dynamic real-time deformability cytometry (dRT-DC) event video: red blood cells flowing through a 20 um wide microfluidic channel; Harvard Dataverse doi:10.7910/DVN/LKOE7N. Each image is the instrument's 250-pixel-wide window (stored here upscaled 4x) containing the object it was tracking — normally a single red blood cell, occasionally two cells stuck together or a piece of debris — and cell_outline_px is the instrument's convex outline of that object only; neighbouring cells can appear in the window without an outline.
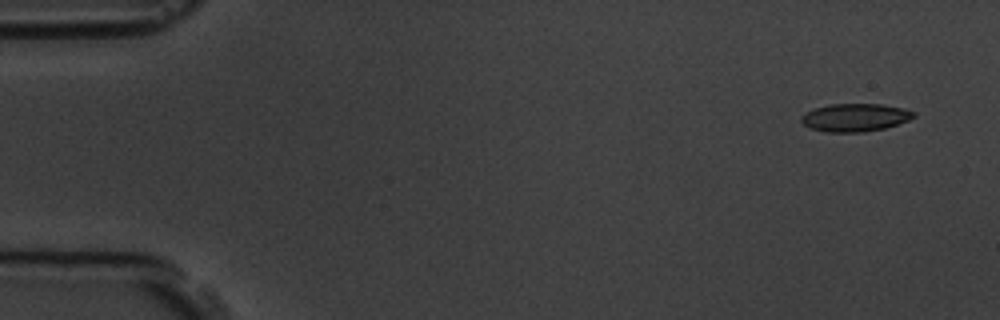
{"species": "common noctule bat (a hibernating species)", "species_latin": "Nyctalus noctula", "temperature_condition": "room temperature", "stored_images_in_passage": 4, "camera_frame_rate_fps": 3000, "um_per_image_px": 0.085, "animal": {"sex": "male", "body_mass_g": 19.5, "forearm_length_mm": 54.6}, "frame": {"image": 1, "passage_image": 1, "time_ms": 0.0, "image_size_px": [1000, 320], "cell_outline_px": [[916, 116], [908, 120], [884, 128], [864, 132], [824, 132], [808, 128], [800, 120], [800, 116], [804, 112], [828, 104], [880, 104], [904, 108], [916, 112]], "centroid_in_image_um": [72.65, 9.99], "position_along_channel_um": 12.4, "area_um2": 18.44}}
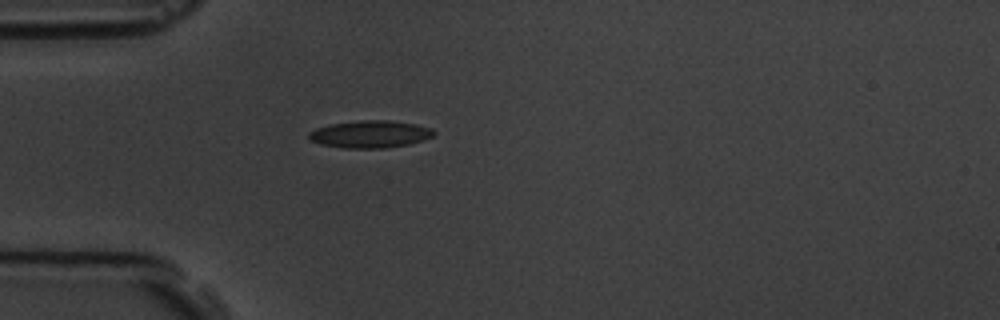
{"frame": {"image": 2, "passage_image": 4, "time_ms": 4.333, "image_size_px": [1000, 320], "cell_outline_px": [[436, 132], [432, 136], [424, 140], [408, 144], [384, 148], [344, 148], [320, 144], [312, 140], [308, 136], [308, 132], [316, 128], [332, 124], [360, 120], [388, 120], [416, 124], [432, 128]], "centroid_in_image_um": [31.48, 11.4], "position_along_channel_um": 53.5, "area_um2": 19.83}}